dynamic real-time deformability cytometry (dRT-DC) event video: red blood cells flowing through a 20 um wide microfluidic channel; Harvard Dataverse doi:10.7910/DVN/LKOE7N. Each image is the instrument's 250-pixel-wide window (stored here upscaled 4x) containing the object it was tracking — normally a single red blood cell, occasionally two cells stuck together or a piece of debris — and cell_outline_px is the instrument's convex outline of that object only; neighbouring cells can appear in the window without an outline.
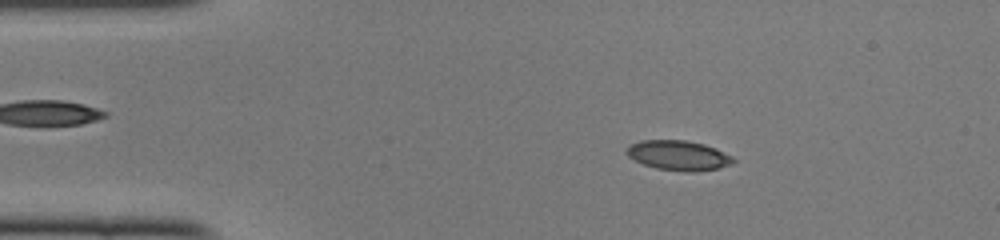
{"species": "common noctule bat (a hibernating species)", "species_latin": "Nyctalus noctula", "temperature_condition": "cold", "stored_images_in_passage": 47, "camera_frame_rate_fps": 3000, "um_per_image_px": 0.085, "animal": {"sex": "female", "body_mass_g": 22.0, "forearm_length_mm": 56.7}, "frame": {"image": 1, "passage_image": 7, "time_ms": 2.0, "image_size_px": [1000, 240], "cell_outline_px": [[736, 160], [732, 164], [716, 168], [692, 172], [684, 172], [656, 168], [644, 164], [628, 156], [624, 152], [632, 144], [640, 140], [684, 140], [704, 144], [716, 148], [732, 156]], "centroid_in_image_um": [57.68, 13.21], "position_along_channel_um": 27.3, "area_um2": 18.44}}
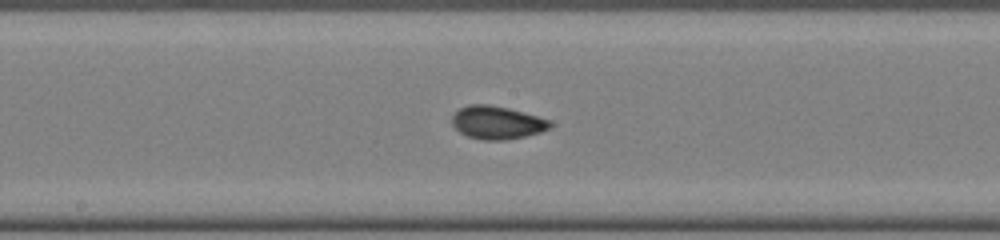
{"frame": {"image": 2, "passage_image": 24, "time_ms": 7.667, "image_size_px": [1000, 240], "cell_outline_px": [[552, 124], [548, 128], [540, 132], [524, 136], [504, 140], [480, 140], [468, 136], [460, 132], [452, 124], [452, 116], [460, 108], [468, 104], [488, 104], [508, 108], [536, 116], [548, 120]], "centroid_in_image_um": [42.2, 10.42], "position_along_channel_um": 206.0, "area_um2": 18.61}}
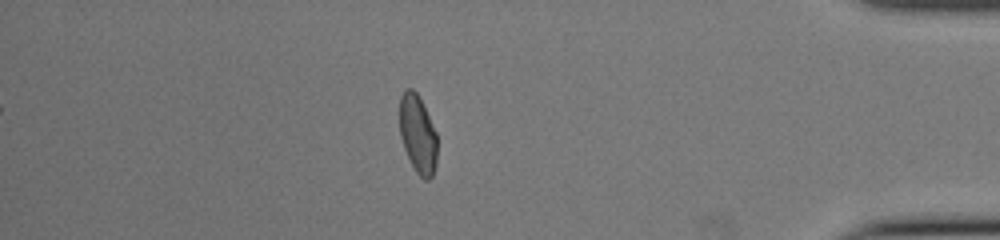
{"frame": {"image": 3, "passage_image": 41, "time_ms": 13.333, "image_size_px": [1000, 240], "cell_outline_px": [[436, 164], [432, 176], [428, 180], [424, 180], [416, 172], [404, 148], [400, 136], [400, 96], [404, 88], [412, 88], [416, 92], [436, 132]], "centroid_in_image_um": [35.49, 11.4], "position_along_channel_um": 399.7, "area_um2": 16.88}, "authors_computed_cell_mechanics": {"area_um2": 17.9758, "velocity_mm_per_s": 4.1065, "shape_relaxation_time_tau1_ms": 5.816, "shape_relaxation_time_tau2_ms": 0.8971, "deformation_change_tau1": 0.1633, "deformation_change_tau2": 0.037}}